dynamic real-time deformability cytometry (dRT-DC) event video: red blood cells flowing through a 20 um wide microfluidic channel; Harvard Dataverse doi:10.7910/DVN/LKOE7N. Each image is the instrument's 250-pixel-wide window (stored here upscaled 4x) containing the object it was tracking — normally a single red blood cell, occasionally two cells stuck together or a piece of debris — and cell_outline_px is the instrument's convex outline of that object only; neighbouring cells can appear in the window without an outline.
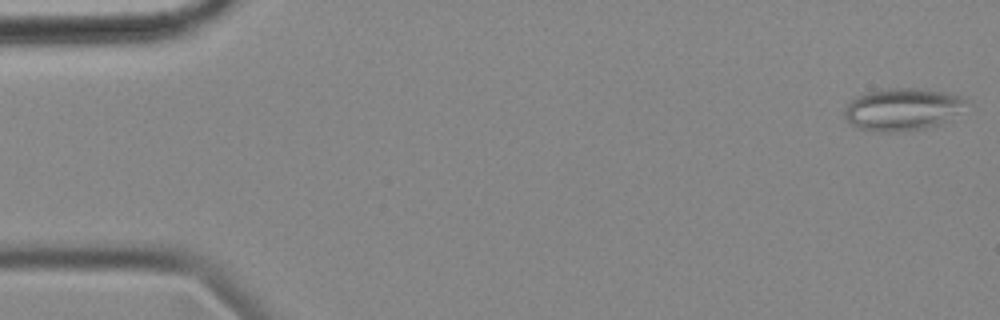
{"species": "common noctule bat (a hibernating species)", "species_latin": "Nyctalus noctula", "temperature_condition": "cold", "stored_images_in_passage": 56, "camera_frame_rate_fps": 3000, "um_per_image_px": 0.085, "animal": {"sex": "female", "body_mass_g": 18.4}, "frame": {"image": 1, "passage_image": 1, "time_ms": 0.0, "image_size_px": [1000, 320], "cell_outline_px": [[972, 104], [948, 120], [940, 124], [924, 128], [892, 132], [880, 132], [856, 128], [844, 116], [844, 108], [856, 96], [868, 92], [888, 88], [916, 88], [944, 92], [964, 96]], "centroid_in_image_um": [76.76, 9.28], "position_along_channel_um": 8.2, "area_um2": 30.29}}
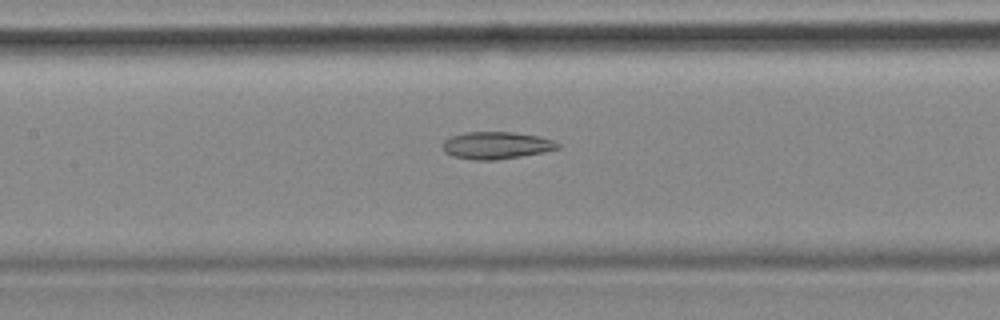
{"frame": {"image": 2, "passage_image": 25, "time_ms": 8.0, "image_size_px": [1000, 320], "cell_outline_px": [[560, 148], [544, 152], [496, 160], [476, 160], [452, 156], [444, 152], [444, 140], [452, 136], [464, 132], [512, 132], [536, 136], [552, 140], [560, 144]], "centroid_in_image_um": [42.18, 12.36], "position_along_channel_um": 165.2, "area_um2": 18.09}, "authors_computed_cell_mechanics": {"area_um2": 20.9525, "velocity_mm_per_s": 3.5587, "shape_relaxation_time_tau1_ms": null, "shape_relaxation_time_tau2_ms": 7.2234, "deformation_change_tau1": null, "deformation_change_tau2": 0.1591}}